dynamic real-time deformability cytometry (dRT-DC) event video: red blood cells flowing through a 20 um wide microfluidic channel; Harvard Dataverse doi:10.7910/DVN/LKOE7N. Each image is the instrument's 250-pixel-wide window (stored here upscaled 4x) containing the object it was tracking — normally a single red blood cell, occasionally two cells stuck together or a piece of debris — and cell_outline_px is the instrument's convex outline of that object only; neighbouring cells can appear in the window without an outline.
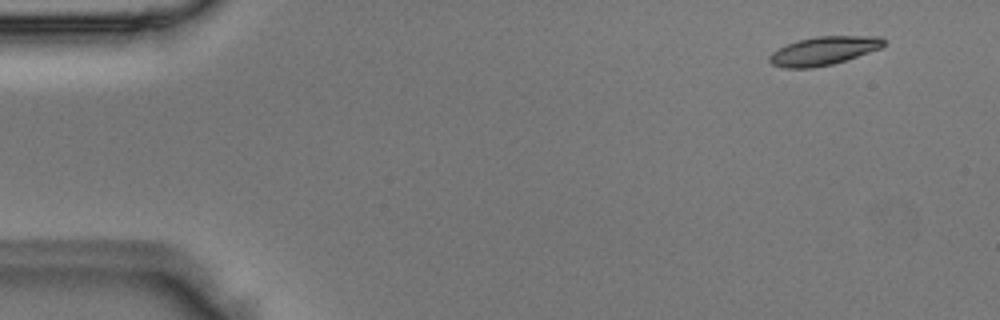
{"species": "Egyptian fruit bat (a non-hibernating species)", "species_latin": "Rousettus aegyptiacus", "temperature_condition": "room temperature", "stored_images_in_passage": 3, "camera_frame_rate_fps": 3000, "um_per_image_px": 0.085, "animal": {"sex": "male"}, "frame": {"image": 1, "passage_image": 1, "time_ms": 0.0, "image_size_px": [1000, 320], "cell_outline_px": [[884, 44], [880, 48], [832, 64], [812, 68], [784, 68], [772, 64], [768, 60], [768, 56], [772, 52], [788, 44], [800, 40], [816, 36], [880, 36], [884, 40]], "centroid_in_image_um": [69.98, 4.32], "position_along_channel_um": 15.0, "area_um2": 18.67}}